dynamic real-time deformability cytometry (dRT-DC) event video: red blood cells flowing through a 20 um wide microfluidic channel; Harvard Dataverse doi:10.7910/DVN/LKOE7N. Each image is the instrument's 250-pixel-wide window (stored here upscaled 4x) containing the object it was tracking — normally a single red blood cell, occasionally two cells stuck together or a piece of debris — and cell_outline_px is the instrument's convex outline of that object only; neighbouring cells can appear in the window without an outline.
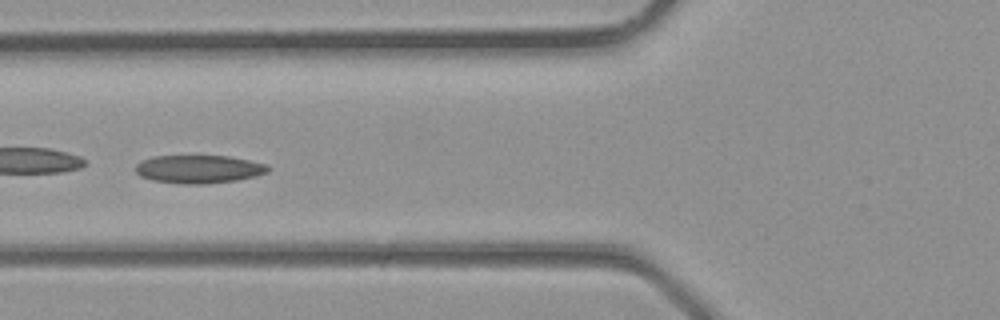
{"species": "common noctule bat (a hibernating species)", "species_latin": "Nyctalus noctula", "temperature_condition": "room temperature", "stored_images_in_passage": 4, "camera_frame_rate_fps": 3000, "um_per_image_px": 0.085, "animal": {"sex": "male", "body_mass_g": 23.1, "forearm_length_mm": 52.7}, "frame": {"image": 1, "passage_image": 4, "time_ms": 1.0, "image_size_px": [1000, 320], "cell_outline_px": [[272, 168], [268, 172], [256, 176], [236, 180], [204, 184], [184, 184], [152, 180], [140, 176], [136, 172], [136, 164], [152, 156], [228, 156], [268, 164]], "centroid_in_image_um": [16.93, 14.38], "position_along_channel_um": 108.9, "area_um2": 21.73}}